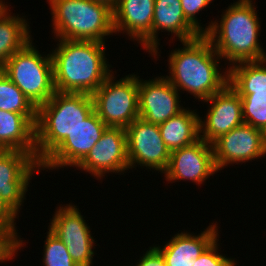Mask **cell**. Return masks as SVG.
Segmentation results:
<instances>
[{
  "label": "cell",
  "mask_w": 266,
  "mask_h": 266,
  "mask_svg": "<svg viewBox=\"0 0 266 266\" xmlns=\"http://www.w3.org/2000/svg\"><path fill=\"white\" fill-rule=\"evenodd\" d=\"M204 103L207 113L199 117V136L212 144L221 135L244 123L240 95L228 84Z\"/></svg>",
  "instance_id": "obj_15"
},
{
  "label": "cell",
  "mask_w": 266,
  "mask_h": 266,
  "mask_svg": "<svg viewBox=\"0 0 266 266\" xmlns=\"http://www.w3.org/2000/svg\"><path fill=\"white\" fill-rule=\"evenodd\" d=\"M55 39L108 42L115 34L113 11L95 0H47ZM107 36V37H106Z\"/></svg>",
  "instance_id": "obj_5"
},
{
  "label": "cell",
  "mask_w": 266,
  "mask_h": 266,
  "mask_svg": "<svg viewBox=\"0 0 266 266\" xmlns=\"http://www.w3.org/2000/svg\"><path fill=\"white\" fill-rule=\"evenodd\" d=\"M180 43L183 47L168 55L169 76L164 77L178 92L181 90L180 94L186 91L203 102L228 84V66L221 70L222 58L205 35Z\"/></svg>",
  "instance_id": "obj_1"
},
{
  "label": "cell",
  "mask_w": 266,
  "mask_h": 266,
  "mask_svg": "<svg viewBox=\"0 0 266 266\" xmlns=\"http://www.w3.org/2000/svg\"><path fill=\"white\" fill-rule=\"evenodd\" d=\"M76 169L86 174L88 172L90 176L100 181L110 173L123 175L128 172L130 168L126 130L122 127H107L100 140L76 166Z\"/></svg>",
  "instance_id": "obj_12"
},
{
  "label": "cell",
  "mask_w": 266,
  "mask_h": 266,
  "mask_svg": "<svg viewBox=\"0 0 266 266\" xmlns=\"http://www.w3.org/2000/svg\"><path fill=\"white\" fill-rule=\"evenodd\" d=\"M10 6L5 4L0 9V69L13 54L33 40L28 18L12 14Z\"/></svg>",
  "instance_id": "obj_21"
},
{
  "label": "cell",
  "mask_w": 266,
  "mask_h": 266,
  "mask_svg": "<svg viewBox=\"0 0 266 266\" xmlns=\"http://www.w3.org/2000/svg\"><path fill=\"white\" fill-rule=\"evenodd\" d=\"M155 0H117L113 11V27L117 35L126 33L150 55Z\"/></svg>",
  "instance_id": "obj_17"
},
{
  "label": "cell",
  "mask_w": 266,
  "mask_h": 266,
  "mask_svg": "<svg viewBox=\"0 0 266 266\" xmlns=\"http://www.w3.org/2000/svg\"><path fill=\"white\" fill-rule=\"evenodd\" d=\"M35 172H41V166L31 154L0 150V196L18 217Z\"/></svg>",
  "instance_id": "obj_10"
},
{
  "label": "cell",
  "mask_w": 266,
  "mask_h": 266,
  "mask_svg": "<svg viewBox=\"0 0 266 266\" xmlns=\"http://www.w3.org/2000/svg\"><path fill=\"white\" fill-rule=\"evenodd\" d=\"M18 215L3 201L0 196V230L10 233L17 240V250L25 246V240L18 235L16 227V218ZM24 241V242H23Z\"/></svg>",
  "instance_id": "obj_29"
},
{
  "label": "cell",
  "mask_w": 266,
  "mask_h": 266,
  "mask_svg": "<svg viewBox=\"0 0 266 266\" xmlns=\"http://www.w3.org/2000/svg\"><path fill=\"white\" fill-rule=\"evenodd\" d=\"M0 110L19 114H37V108L0 69Z\"/></svg>",
  "instance_id": "obj_24"
},
{
  "label": "cell",
  "mask_w": 266,
  "mask_h": 266,
  "mask_svg": "<svg viewBox=\"0 0 266 266\" xmlns=\"http://www.w3.org/2000/svg\"><path fill=\"white\" fill-rule=\"evenodd\" d=\"M139 117L149 123L162 124L185 109L180 92L164 77L143 80L138 75Z\"/></svg>",
  "instance_id": "obj_16"
},
{
  "label": "cell",
  "mask_w": 266,
  "mask_h": 266,
  "mask_svg": "<svg viewBox=\"0 0 266 266\" xmlns=\"http://www.w3.org/2000/svg\"><path fill=\"white\" fill-rule=\"evenodd\" d=\"M107 127L94 110L40 163L41 170L76 167L100 140Z\"/></svg>",
  "instance_id": "obj_13"
},
{
  "label": "cell",
  "mask_w": 266,
  "mask_h": 266,
  "mask_svg": "<svg viewBox=\"0 0 266 266\" xmlns=\"http://www.w3.org/2000/svg\"><path fill=\"white\" fill-rule=\"evenodd\" d=\"M160 32H168L178 39L177 41H190L202 34L185 18L181 0H155L152 22V59L157 61L160 56ZM174 34V35H173ZM160 50V51H159ZM159 51V52H158Z\"/></svg>",
  "instance_id": "obj_19"
},
{
  "label": "cell",
  "mask_w": 266,
  "mask_h": 266,
  "mask_svg": "<svg viewBox=\"0 0 266 266\" xmlns=\"http://www.w3.org/2000/svg\"><path fill=\"white\" fill-rule=\"evenodd\" d=\"M72 204H58L47 229L67 246L77 266H93L96 241L78 206Z\"/></svg>",
  "instance_id": "obj_8"
},
{
  "label": "cell",
  "mask_w": 266,
  "mask_h": 266,
  "mask_svg": "<svg viewBox=\"0 0 266 266\" xmlns=\"http://www.w3.org/2000/svg\"><path fill=\"white\" fill-rule=\"evenodd\" d=\"M5 0H0V9L5 5Z\"/></svg>",
  "instance_id": "obj_33"
},
{
  "label": "cell",
  "mask_w": 266,
  "mask_h": 266,
  "mask_svg": "<svg viewBox=\"0 0 266 266\" xmlns=\"http://www.w3.org/2000/svg\"><path fill=\"white\" fill-rule=\"evenodd\" d=\"M197 112L196 109L186 107L178 115L158 125L161 137L170 152L188 146L200 138V115Z\"/></svg>",
  "instance_id": "obj_22"
},
{
  "label": "cell",
  "mask_w": 266,
  "mask_h": 266,
  "mask_svg": "<svg viewBox=\"0 0 266 266\" xmlns=\"http://www.w3.org/2000/svg\"><path fill=\"white\" fill-rule=\"evenodd\" d=\"M216 168L255 161L266 156L265 132L243 123L230 132L221 135L212 143Z\"/></svg>",
  "instance_id": "obj_11"
},
{
  "label": "cell",
  "mask_w": 266,
  "mask_h": 266,
  "mask_svg": "<svg viewBox=\"0 0 266 266\" xmlns=\"http://www.w3.org/2000/svg\"><path fill=\"white\" fill-rule=\"evenodd\" d=\"M228 85L240 96L266 97V59L228 67Z\"/></svg>",
  "instance_id": "obj_23"
},
{
  "label": "cell",
  "mask_w": 266,
  "mask_h": 266,
  "mask_svg": "<svg viewBox=\"0 0 266 266\" xmlns=\"http://www.w3.org/2000/svg\"><path fill=\"white\" fill-rule=\"evenodd\" d=\"M138 73L116 80L114 72L92 94L94 110L108 127L126 129L139 117Z\"/></svg>",
  "instance_id": "obj_7"
},
{
  "label": "cell",
  "mask_w": 266,
  "mask_h": 266,
  "mask_svg": "<svg viewBox=\"0 0 266 266\" xmlns=\"http://www.w3.org/2000/svg\"><path fill=\"white\" fill-rule=\"evenodd\" d=\"M50 53L57 92L92 95L113 73L105 45L97 41L54 39Z\"/></svg>",
  "instance_id": "obj_2"
},
{
  "label": "cell",
  "mask_w": 266,
  "mask_h": 266,
  "mask_svg": "<svg viewBox=\"0 0 266 266\" xmlns=\"http://www.w3.org/2000/svg\"><path fill=\"white\" fill-rule=\"evenodd\" d=\"M125 130L129 168L136 169L140 165L142 169L162 174L168 166L171 152L161 137L159 126L138 117Z\"/></svg>",
  "instance_id": "obj_9"
},
{
  "label": "cell",
  "mask_w": 266,
  "mask_h": 266,
  "mask_svg": "<svg viewBox=\"0 0 266 266\" xmlns=\"http://www.w3.org/2000/svg\"><path fill=\"white\" fill-rule=\"evenodd\" d=\"M254 0H237L222 11L221 18L208 23L205 36L228 66L266 59L260 44L261 20ZM220 20V21H219Z\"/></svg>",
  "instance_id": "obj_3"
},
{
  "label": "cell",
  "mask_w": 266,
  "mask_h": 266,
  "mask_svg": "<svg viewBox=\"0 0 266 266\" xmlns=\"http://www.w3.org/2000/svg\"><path fill=\"white\" fill-rule=\"evenodd\" d=\"M244 123L266 133V97L240 96Z\"/></svg>",
  "instance_id": "obj_26"
},
{
  "label": "cell",
  "mask_w": 266,
  "mask_h": 266,
  "mask_svg": "<svg viewBox=\"0 0 266 266\" xmlns=\"http://www.w3.org/2000/svg\"><path fill=\"white\" fill-rule=\"evenodd\" d=\"M214 0H181V6L185 18L202 34L205 35L208 32L207 25H201V20L197 18V14L204 8L211 5ZM203 26V27H202ZM205 26V27H204Z\"/></svg>",
  "instance_id": "obj_28"
},
{
  "label": "cell",
  "mask_w": 266,
  "mask_h": 266,
  "mask_svg": "<svg viewBox=\"0 0 266 266\" xmlns=\"http://www.w3.org/2000/svg\"><path fill=\"white\" fill-rule=\"evenodd\" d=\"M93 111L92 95L56 91L37 110L36 160L41 163Z\"/></svg>",
  "instance_id": "obj_4"
},
{
  "label": "cell",
  "mask_w": 266,
  "mask_h": 266,
  "mask_svg": "<svg viewBox=\"0 0 266 266\" xmlns=\"http://www.w3.org/2000/svg\"><path fill=\"white\" fill-rule=\"evenodd\" d=\"M148 248L145 253L141 254L142 256L137 260L138 262L133 266H166L162 254L152 245Z\"/></svg>",
  "instance_id": "obj_31"
},
{
  "label": "cell",
  "mask_w": 266,
  "mask_h": 266,
  "mask_svg": "<svg viewBox=\"0 0 266 266\" xmlns=\"http://www.w3.org/2000/svg\"><path fill=\"white\" fill-rule=\"evenodd\" d=\"M219 238H217L197 259L193 266H237L235 258H229L222 254L219 248Z\"/></svg>",
  "instance_id": "obj_27"
},
{
  "label": "cell",
  "mask_w": 266,
  "mask_h": 266,
  "mask_svg": "<svg viewBox=\"0 0 266 266\" xmlns=\"http://www.w3.org/2000/svg\"><path fill=\"white\" fill-rule=\"evenodd\" d=\"M33 44L31 40L13 54L1 70L38 109L56 90L51 53L44 55Z\"/></svg>",
  "instance_id": "obj_6"
},
{
  "label": "cell",
  "mask_w": 266,
  "mask_h": 266,
  "mask_svg": "<svg viewBox=\"0 0 266 266\" xmlns=\"http://www.w3.org/2000/svg\"><path fill=\"white\" fill-rule=\"evenodd\" d=\"M45 238L41 259L43 266H77L67 246L55 234L49 230Z\"/></svg>",
  "instance_id": "obj_25"
},
{
  "label": "cell",
  "mask_w": 266,
  "mask_h": 266,
  "mask_svg": "<svg viewBox=\"0 0 266 266\" xmlns=\"http://www.w3.org/2000/svg\"><path fill=\"white\" fill-rule=\"evenodd\" d=\"M37 114L0 110V150H19L36 159Z\"/></svg>",
  "instance_id": "obj_20"
},
{
  "label": "cell",
  "mask_w": 266,
  "mask_h": 266,
  "mask_svg": "<svg viewBox=\"0 0 266 266\" xmlns=\"http://www.w3.org/2000/svg\"><path fill=\"white\" fill-rule=\"evenodd\" d=\"M95 1L104 3L113 9L116 5L117 0H95Z\"/></svg>",
  "instance_id": "obj_32"
},
{
  "label": "cell",
  "mask_w": 266,
  "mask_h": 266,
  "mask_svg": "<svg viewBox=\"0 0 266 266\" xmlns=\"http://www.w3.org/2000/svg\"><path fill=\"white\" fill-rule=\"evenodd\" d=\"M16 254L17 240L10 233L0 230V263L13 260Z\"/></svg>",
  "instance_id": "obj_30"
},
{
  "label": "cell",
  "mask_w": 266,
  "mask_h": 266,
  "mask_svg": "<svg viewBox=\"0 0 266 266\" xmlns=\"http://www.w3.org/2000/svg\"><path fill=\"white\" fill-rule=\"evenodd\" d=\"M216 173L213 146L199 138L188 146L171 151L168 166L162 174L168 183L183 180L200 186Z\"/></svg>",
  "instance_id": "obj_14"
},
{
  "label": "cell",
  "mask_w": 266,
  "mask_h": 266,
  "mask_svg": "<svg viewBox=\"0 0 266 266\" xmlns=\"http://www.w3.org/2000/svg\"><path fill=\"white\" fill-rule=\"evenodd\" d=\"M217 221L201 231V233L187 230L176 233L162 247L152 244L164 257L166 266H193L204 251L219 238L220 228ZM197 234V235H196Z\"/></svg>",
  "instance_id": "obj_18"
}]
</instances>
